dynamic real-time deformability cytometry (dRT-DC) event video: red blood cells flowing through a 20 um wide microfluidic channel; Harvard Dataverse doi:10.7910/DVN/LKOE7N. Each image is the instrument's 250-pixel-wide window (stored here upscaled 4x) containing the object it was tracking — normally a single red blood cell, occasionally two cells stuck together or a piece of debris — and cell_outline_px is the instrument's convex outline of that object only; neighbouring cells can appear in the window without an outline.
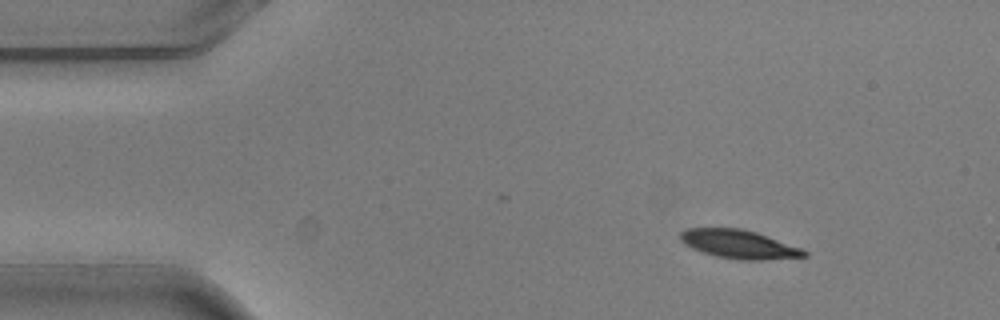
{"species": "common noctule bat (a hibernating species)", "species_latin": "Nyctalus noctula", "temperature_condition": "warm", "stored_images_in_passage": 4, "camera_frame_rate_fps": 3000, "um_per_image_px": 0.085, "animal": {"sex": "male", "body_mass_g": 20.5, "forearm_length_mm": 52.5}, "frame": {"image": 1, "passage_image": 1, "time_ms": 0.0, "image_size_px": [1000, 320], "cell_outline_px": [[808, 256], [764, 260], [740, 260], [716, 256], [692, 248], [684, 244], [680, 240], [680, 232], [688, 228], [740, 228], [756, 232], [800, 248], [808, 252]], "centroid_in_image_um": [62.79, 20.76], "position_along_channel_um": 22.2, "area_um2": 20.46}}
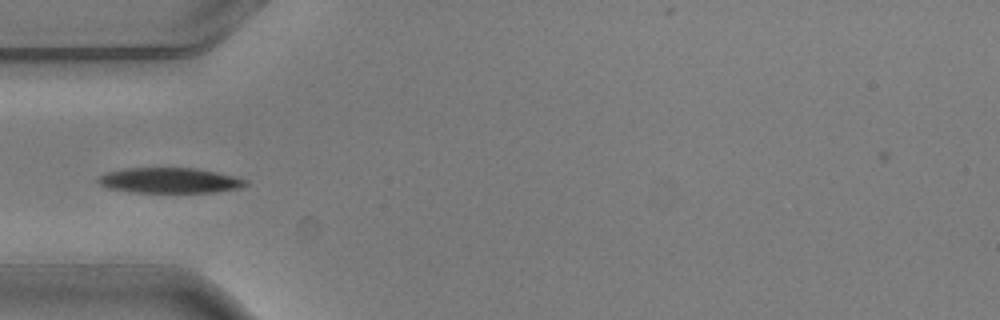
{"frame": {"image": 2, "passage_image": 4, "time_ms": 1.0, "image_size_px": [1000, 320], "cell_outline_px": [[248, 184], [240, 188], [216, 192], [132, 192], [108, 188], [100, 184], [96, 180], [104, 172], [124, 168], [196, 168], [216, 172], [248, 180]], "centroid_in_image_um": [14.4, 15.33], "position_along_channel_um": 70.6, "area_um2": 21.79}}